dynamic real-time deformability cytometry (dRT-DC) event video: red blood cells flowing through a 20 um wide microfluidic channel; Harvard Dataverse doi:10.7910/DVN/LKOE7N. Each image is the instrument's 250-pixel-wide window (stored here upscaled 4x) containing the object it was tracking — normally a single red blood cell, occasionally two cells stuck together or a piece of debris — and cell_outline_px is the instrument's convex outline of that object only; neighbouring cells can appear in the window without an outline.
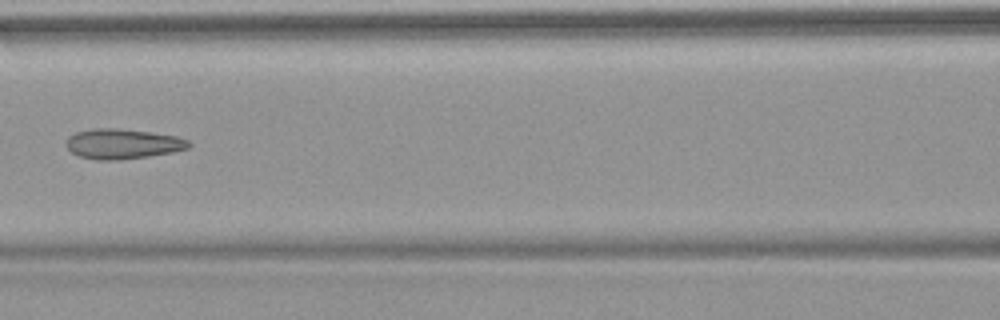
{"species": "common noctule bat (a hibernating species)", "species_latin": "Nyctalus noctula", "temperature_condition": "warm", "stored_images_in_passage": 7, "camera_frame_rate_fps": 3000, "um_per_image_px": 0.085, "animal": {"sex": "female", "body_mass_g": 18.4}, "frame": {"image": 1, "passage_image": 7, "time_ms": 7.333, "image_size_px": [1000, 320], "cell_outline_px": [[192, 144], [188, 148], [172, 152], [148, 156], [120, 160], [96, 160], [80, 156], [72, 152], [64, 144], [64, 140], [68, 136], [76, 132], [92, 128], [116, 128], [148, 132], [176, 136], [188, 140]], "centroid_in_image_um": [10.38, 12.23], "position_along_channel_um": 156.2, "area_um2": 21.5}}